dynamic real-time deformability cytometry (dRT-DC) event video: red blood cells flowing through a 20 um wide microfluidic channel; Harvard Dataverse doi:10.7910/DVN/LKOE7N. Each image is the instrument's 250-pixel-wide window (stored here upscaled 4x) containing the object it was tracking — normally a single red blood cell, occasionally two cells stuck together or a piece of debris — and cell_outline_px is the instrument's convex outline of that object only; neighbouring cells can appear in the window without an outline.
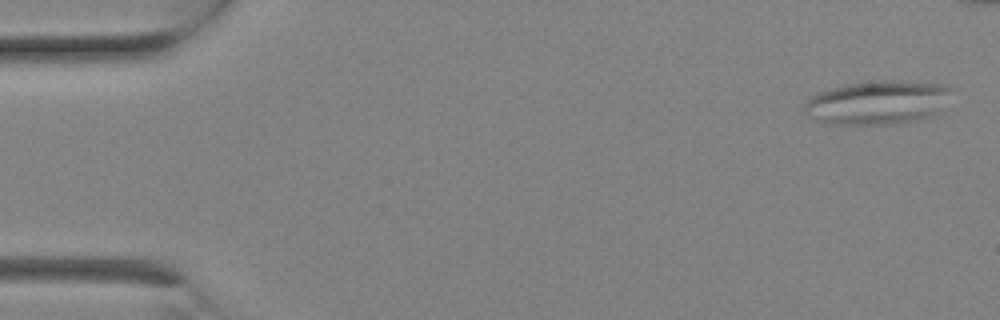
{"species": "Egyptian fruit bat (a non-hibernating species)", "species_latin": "Rousettus aegyptiacus", "temperature_condition": "room temperature", "stored_images_in_passage": 3, "camera_frame_rate_fps": 3000, "um_per_image_px": 0.085, "animal": {"sex": "female"}, "frame": {"image": 1, "passage_image": 3, "time_ms": 0.667, "image_size_px": [1000, 320], "cell_outline_px": [[956, 88], [936, 116], [916, 120], [884, 124], [828, 124], [804, 116], [804, 104], [816, 92], [844, 84], [884, 80], [892, 80], [948, 84]], "centroid_in_image_um": [74.62, 8.7], "position_along_channel_um": 10.4, "area_um2": 38.21}}